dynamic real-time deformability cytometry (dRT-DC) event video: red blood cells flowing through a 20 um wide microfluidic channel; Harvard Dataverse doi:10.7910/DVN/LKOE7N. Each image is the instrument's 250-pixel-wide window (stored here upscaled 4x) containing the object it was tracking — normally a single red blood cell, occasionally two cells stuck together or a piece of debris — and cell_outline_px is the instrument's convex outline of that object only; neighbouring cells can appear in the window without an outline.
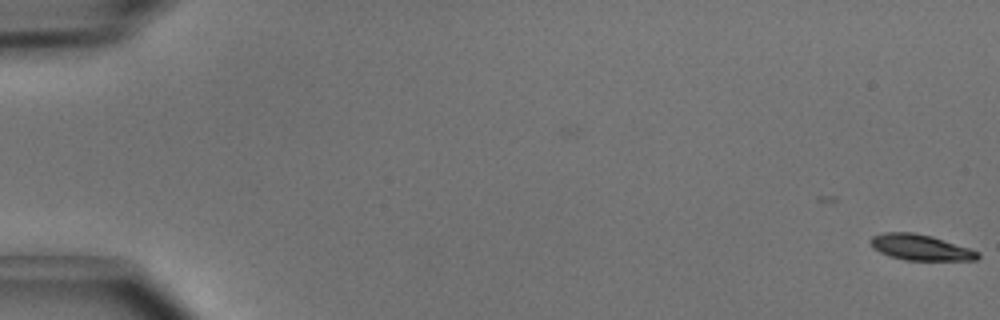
{"species": "common noctule bat (a hibernating species)", "species_latin": "Nyctalus noctula", "temperature_condition": "cold", "stored_images_in_passage": 2, "camera_frame_rate_fps": 3000, "um_per_image_px": 0.085, "animal": {"sex": "male", "body_mass_g": 15.6}, "frame": {"image": 1, "passage_image": 2, "time_ms": 0.333, "image_size_px": [1000, 320], "cell_outline_px": [[980, 256], [976, 260], [904, 260], [880, 252], [872, 248], [868, 240], [872, 236], [884, 232], [912, 232], [932, 236], [980, 252]], "centroid_in_image_um": [78.21, 21.02], "position_along_channel_um": 6.8, "area_um2": 16.07}}